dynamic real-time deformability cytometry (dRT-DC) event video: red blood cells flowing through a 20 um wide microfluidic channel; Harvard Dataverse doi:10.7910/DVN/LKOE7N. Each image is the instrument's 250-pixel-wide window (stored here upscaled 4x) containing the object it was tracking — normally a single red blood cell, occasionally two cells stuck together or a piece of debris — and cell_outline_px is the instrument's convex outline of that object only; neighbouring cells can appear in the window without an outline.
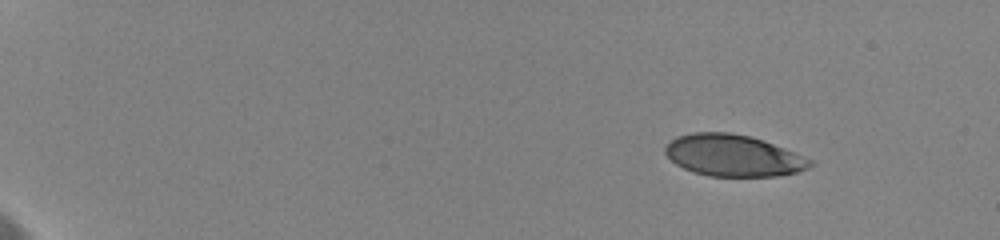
{"species": "human", "species_latin": "Homo sapiens", "temperature_condition": "cold", "stored_images_in_passage": 9, "camera_frame_rate_fps": 3000, "um_per_image_px": 0.085, "donor": {"sex": "female"}, "frame": {"image": 1, "passage_image": 3, "time_ms": 2.0, "image_size_px": [1000, 240], "cell_outline_px": [[812, 164], [808, 168], [796, 172], [776, 176], [708, 176], [684, 168], [676, 164], [664, 152], [664, 148], [676, 136], [692, 132], [728, 132], [748, 136], [784, 148], [812, 160]], "centroid_in_image_um": [62.29, 13.22], "position_along_channel_um": 22.7, "area_um2": 34.68}}
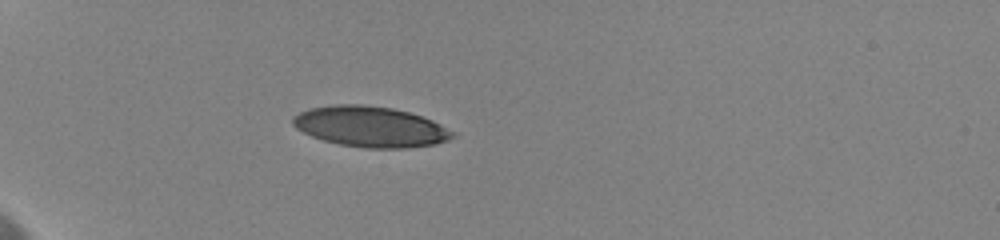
{"frame": {"image": 2, "passage_image": 7, "time_ms": 6.0, "image_size_px": [1000, 240], "cell_outline_px": [[456, 136], [448, 140], [436, 144], [404, 148], [368, 148], [340, 144], [324, 140], [312, 136], [296, 128], [292, 124], [292, 116], [308, 108], [332, 104], [364, 104], [392, 108], [408, 112], [432, 120], [456, 132]], "centroid_in_image_um": [31.48, 10.76], "position_along_channel_um": 53.5, "area_um2": 37.86}}